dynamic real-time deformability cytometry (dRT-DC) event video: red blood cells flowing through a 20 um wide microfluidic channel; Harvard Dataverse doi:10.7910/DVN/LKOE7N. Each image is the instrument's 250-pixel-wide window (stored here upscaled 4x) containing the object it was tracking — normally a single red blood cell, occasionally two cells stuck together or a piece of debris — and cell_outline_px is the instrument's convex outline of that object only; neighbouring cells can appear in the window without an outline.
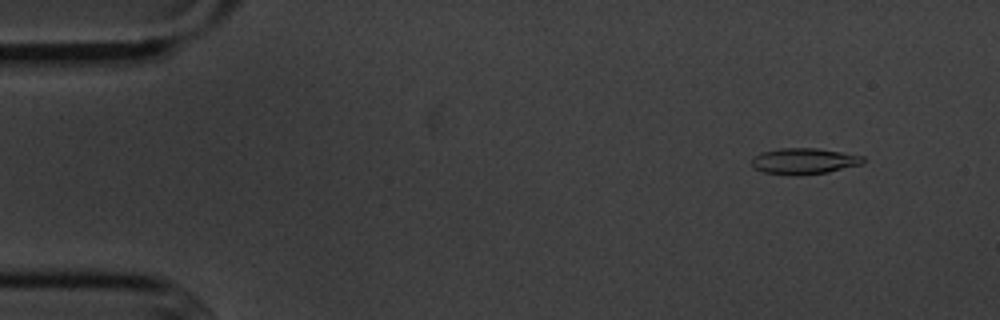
{"species": "common noctule bat (a hibernating species)", "species_latin": "Nyctalus noctula", "temperature_condition": "cold", "stored_images_in_passage": 5, "camera_frame_rate_fps": 3000, "um_per_image_px": 0.085, "animal": {"sex": "male", "body_mass_g": 20.1, "forearm_length_mm": 53.5}, "frame": {"image": 1, "passage_image": 2, "time_ms": 1.333, "image_size_px": [1000, 320], "cell_outline_px": [[864, 160], [860, 164], [828, 172], [800, 176], [796, 176], [764, 172], [756, 168], [752, 164], [752, 160], [760, 152], [780, 148], [816, 148], [864, 156]], "centroid_in_image_um": [68.33, 13.7], "position_along_channel_um": 16.7, "area_um2": 16.76}}